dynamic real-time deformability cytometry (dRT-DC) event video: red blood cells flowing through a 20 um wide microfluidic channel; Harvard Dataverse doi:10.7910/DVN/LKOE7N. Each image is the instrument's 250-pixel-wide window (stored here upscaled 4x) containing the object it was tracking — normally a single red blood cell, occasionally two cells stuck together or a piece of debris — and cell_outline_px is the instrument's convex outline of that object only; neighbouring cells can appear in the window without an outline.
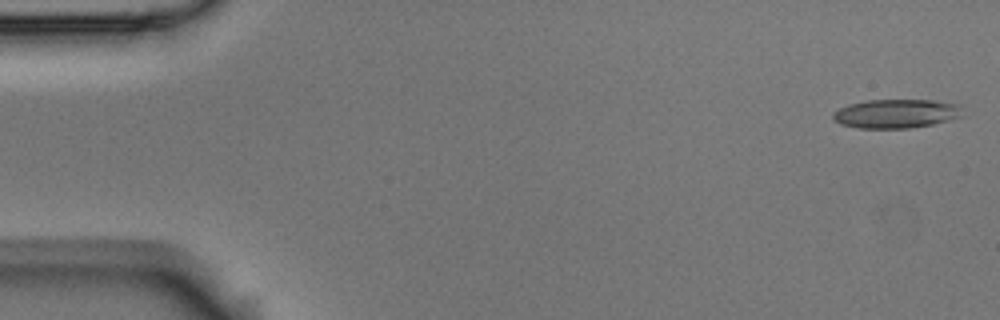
{"species": "Egyptian fruit bat (a non-hibernating species)", "species_latin": "Rousettus aegyptiacus", "temperature_condition": "room temperature", "stored_images_in_passage": 6, "segment_of_instrument_passage": [1, 2], "camera_frame_rate_fps": 3000, "um_per_image_px": 0.085, "animal": {"sex": "male"}, "frame": {"image": 1, "passage_image": 1, "time_ms": 0.0, "image_size_px": [1000, 320], "cell_outline_px": [[964, 116], [932, 124], [912, 128], [860, 128], [840, 124], [832, 116], [840, 108], [848, 104], [868, 100], [932, 100], [960, 104]], "centroid_in_image_um": [76.23, 9.65], "position_along_channel_um": 8.8, "area_um2": 21.79}}
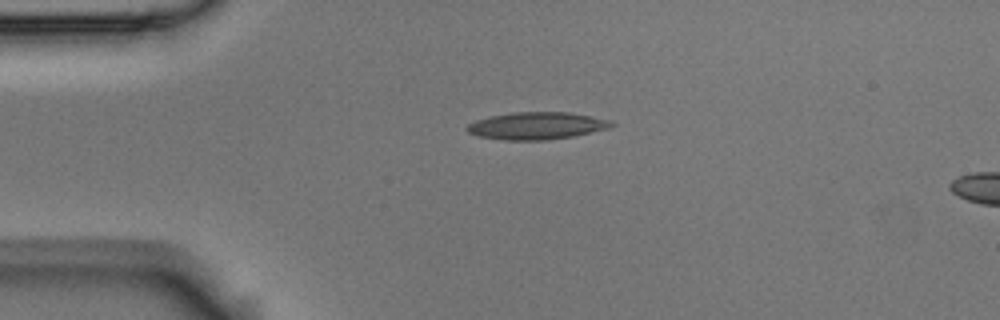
{"frame": {"image": 2, "passage_image": 4, "time_ms": 1.0, "image_size_px": [1000, 320], "cell_outline_px": [[616, 124], [608, 128], [572, 136], [548, 140], [504, 140], [480, 136], [468, 132], [464, 128], [468, 124], [476, 120], [488, 116], [512, 112], [568, 112], [592, 116], [612, 120]], "centroid_in_image_um": [45.61, 10.68], "position_along_channel_um": 39.4, "area_um2": 23.0}}